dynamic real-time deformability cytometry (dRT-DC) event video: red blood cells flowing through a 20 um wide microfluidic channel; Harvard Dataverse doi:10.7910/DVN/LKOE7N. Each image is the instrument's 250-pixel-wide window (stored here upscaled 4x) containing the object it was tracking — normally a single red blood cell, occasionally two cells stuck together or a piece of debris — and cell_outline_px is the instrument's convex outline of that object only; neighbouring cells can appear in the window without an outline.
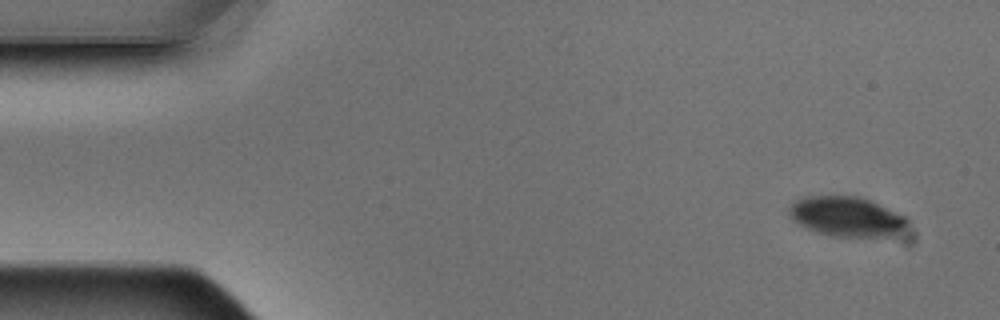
{"species": "Egyptian fruit bat (a non-hibernating species)", "species_latin": "Rousettus aegyptiacus", "temperature_condition": "warm", "stored_images_in_passage": 10, "camera_frame_rate_fps": 3000, "um_per_image_px": 0.085, "animal": {"sex": "male"}, "frame": {"image": 1, "passage_image": 1, "time_ms": 0.0, "image_size_px": [1000, 320], "cell_outline_px": [[912, 220], [908, 224], [892, 236], [832, 236], [808, 228], [792, 220], [788, 216], [788, 208], [796, 200], [804, 196], [860, 196], [872, 200], [908, 216]], "centroid_in_image_um": [72.0, 18.38], "position_along_channel_um": 13.0, "area_um2": 27.63}}
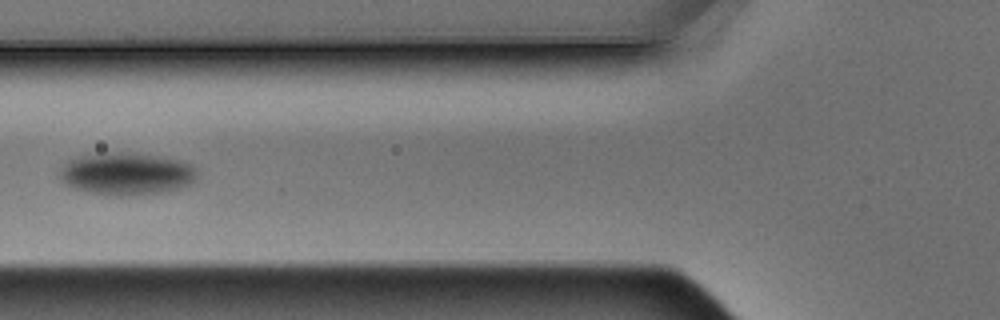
{"frame": {"image": 2, "passage_image": 6, "time_ms": 1.667, "image_size_px": [1000, 320], "cell_outline_px": [[200, 176], [192, 184], [160, 192], [120, 196], [88, 192], [76, 188], [60, 180], [56, 176], [60, 168], [68, 160], [76, 156], [104, 152], [136, 152], [168, 156], [192, 164], [196, 168]], "centroid_in_image_um": [10.78, 14.73], "position_along_channel_um": 115.0, "area_um2": 34.68}}
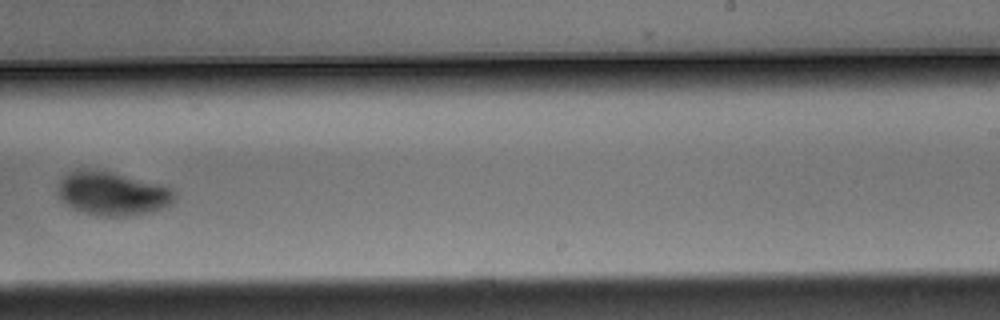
{"frame": {"image": 3, "passage_image": 10, "time_ms": 3.0, "image_size_px": [1000, 320], "cell_outline_px": [[176, 200], [172, 204], [148, 212], [128, 216], [100, 216], [84, 212], [72, 208], [60, 200], [56, 188], [60, 180], [64, 176], [76, 168], [112, 172], [160, 184], [172, 188], [176, 192]], "centroid_in_image_um": [9.54, 16.45], "position_along_channel_um": 279.5, "area_um2": 29.82}}